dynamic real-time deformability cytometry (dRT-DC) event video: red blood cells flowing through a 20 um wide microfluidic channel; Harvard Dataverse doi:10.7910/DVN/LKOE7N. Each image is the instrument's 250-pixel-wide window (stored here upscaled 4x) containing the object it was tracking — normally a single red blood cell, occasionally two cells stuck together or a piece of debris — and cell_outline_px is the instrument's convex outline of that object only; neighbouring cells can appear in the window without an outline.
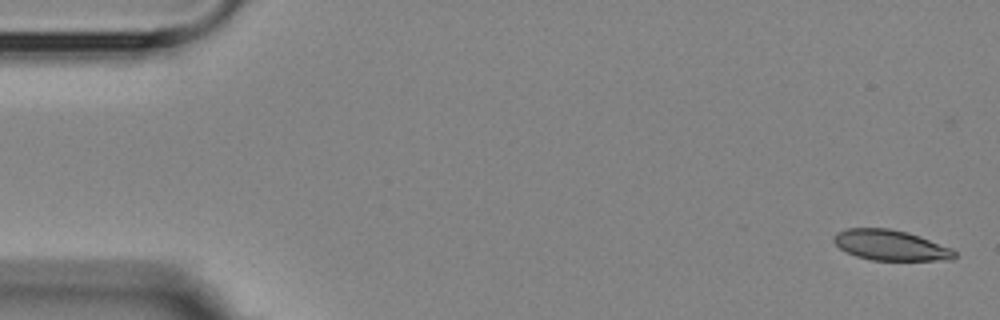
{"species": "Egyptian fruit bat (a non-hibernating species)", "species_latin": "Rousettus aegyptiacus", "temperature_condition": "room temperature", "stored_images_in_passage": 5, "camera_frame_rate_fps": 3000, "um_per_image_px": 0.085, "animal": {"sex": "female"}, "frame": {"image": 1, "passage_image": 1, "time_ms": 0.0, "image_size_px": [1000, 320], "cell_outline_px": [[956, 256], [952, 260], [872, 260], [856, 256], [840, 248], [832, 240], [832, 236], [836, 232], [848, 228], [888, 228], [908, 232], [920, 236], [952, 248], [956, 252]], "centroid_in_image_um": [75.7, 20.84], "position_along_channel_um": 9.3, "area_um2": 21.5}}
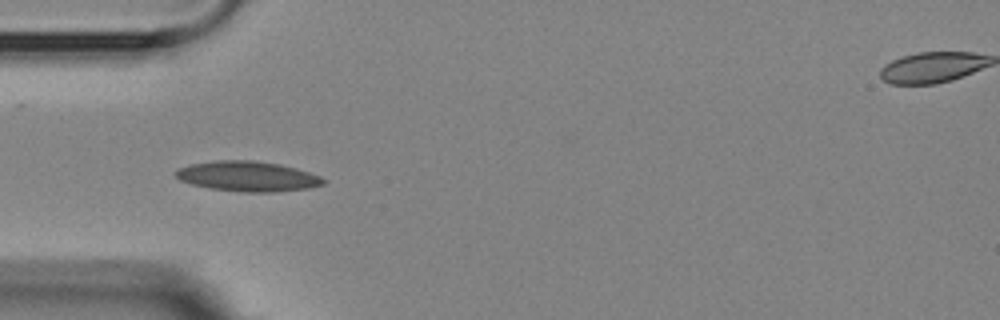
{"frame": {"image": 2, "passage_image": 4, "time_ms": 5.0, "image_size_px": [1000, 320], "cell_outline_px": [[324, 184], [308, 188], [276, 192], [240, 192], [208, 188], [192, 184], [180, 180], [172, 172], [176, 168], [192, 164], [216, 160], [252, 160], [280, 164], [296, 168], [320, 176], [324, 180]], "centroid_in_image_um": [21.01, 14.99], "position_along_channel_um": 64.0, "area_um2": 26.01}}
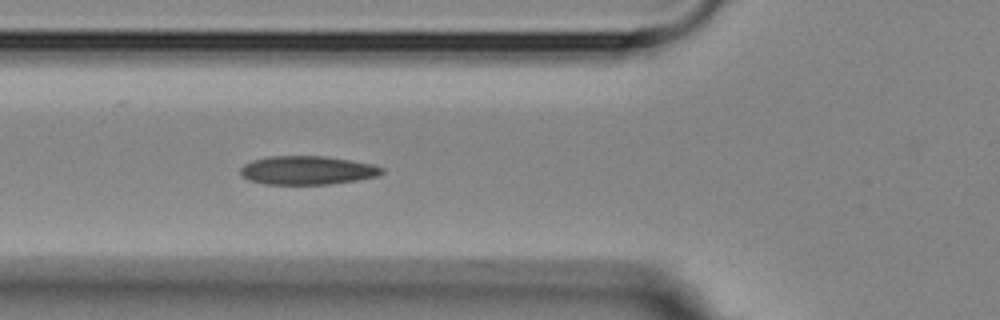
{"frame": {"image": 3, "passage_image": 5, "time_ms": 6.0, "image_size_px": [1000, 320], "cell_outline_px": [[384, 172], [376, 176], [356, 180], [328, 184], [264, 184], [248, 180], [240, 172], [240, 168], [244, 164], [252, 160], [268, 156], [324, 156], [372, 164], [384, 168]], "centroid_in_image_um": [26.09, 14.47], "position_along_channel_um": 99.7, "area_um2": 23.47}}